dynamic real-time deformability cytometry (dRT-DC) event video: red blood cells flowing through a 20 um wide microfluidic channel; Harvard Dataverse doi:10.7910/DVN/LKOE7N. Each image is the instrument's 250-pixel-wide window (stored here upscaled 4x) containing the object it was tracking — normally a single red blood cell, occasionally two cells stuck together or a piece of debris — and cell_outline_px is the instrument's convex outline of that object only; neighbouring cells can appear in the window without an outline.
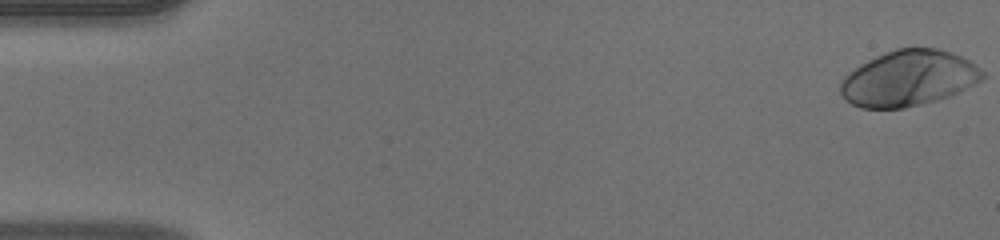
{"species": "human", "species_latin": "Homo sapiens", "temperature_condition": "warm", "stored_images_in_passage": 50, "camera_frame_rate_fps": 3000, "um_per_image_px": 0.085, "donor": {"sex": "male"}, "frame": {"image": 1, "passage_image": 1, "time_ms": 0.0, "image_size_px": [1000, 240], "cell_outline_px": [[984, 76], [980, 80], [948, 96], [936, 100], [904, 108], [860, 108], [844, 100], [840, 92], [840, 80], [848, 72], [860, 64], [884, 52], [896, 48], [936, 48], [960, 56], [968, 60], [980, 68], [984, 72]], "centroid_in_image_um": [77.16, 6.65], "position_along_channel_um": 7.8, "area_um2": 45.78}}
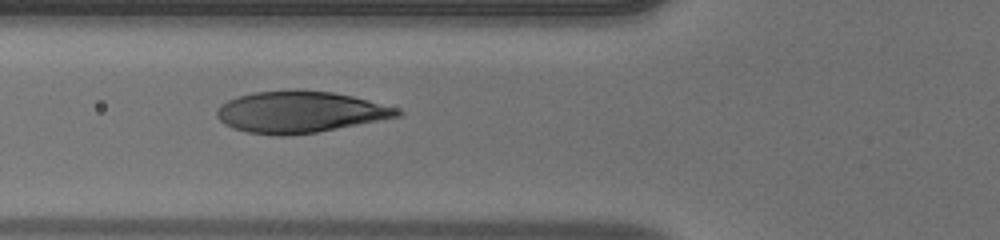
{"frame": {"image": 2, "passage_image": 19, "time_ms": 6.0, "image_size_px": [1000, 240], "cell_outline_px": [[404, 112], [400, 116], [316, 132], [288, 136], [272, 136], [248, 132], [232, 128], [224, 124], [216, 116], [216, 112], [220, 104], [228, 100], [240, 96], [256, 92], [288, 88], [296, 88], [332, 92], [352, 96], [400, 108]], "centroid_in_image_um": [25.48, 9.5], "position_along_channel_um": 100.3, "area_um2": 44.04}}
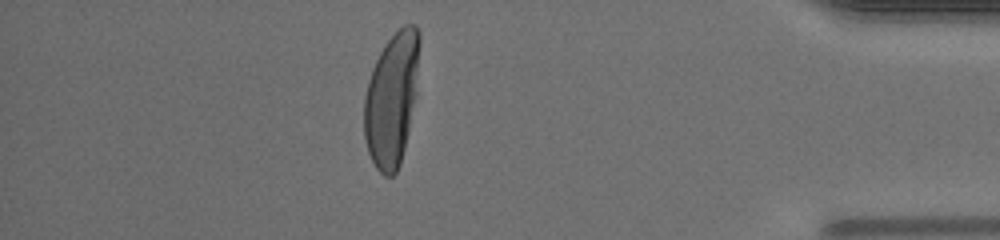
{"frame": {"image": 3, "passage_image": 44, "time_ms": 14.333, "image_size_px": [1000, 240], "cell_outline_px": [[420, 44], [416, 96], [408, 132], [400, 164], [396, 172], [392, 176], [384, 176], [376, 168], [368, 152], [364, 136], [364, 96], [368, 80], [372, 68], [384, 44], [404, 24], [416, 24], [420, 32]], "centroid_in_image_um": [33.3, 8.4], "position_along_channel_um": 401.9, "area_um2": 43.23}, "authors_computed_cell_mechanics": {"area_um2": 44.3904, "velocity_mm_per_s": 4.104, "shape_relaxation_time_tau1_ms": 3.701, "shape_relaxation_time_tau2_ms": null, "deformation_change_tau1": 0.2586, "deformation_change_tau2": null}}